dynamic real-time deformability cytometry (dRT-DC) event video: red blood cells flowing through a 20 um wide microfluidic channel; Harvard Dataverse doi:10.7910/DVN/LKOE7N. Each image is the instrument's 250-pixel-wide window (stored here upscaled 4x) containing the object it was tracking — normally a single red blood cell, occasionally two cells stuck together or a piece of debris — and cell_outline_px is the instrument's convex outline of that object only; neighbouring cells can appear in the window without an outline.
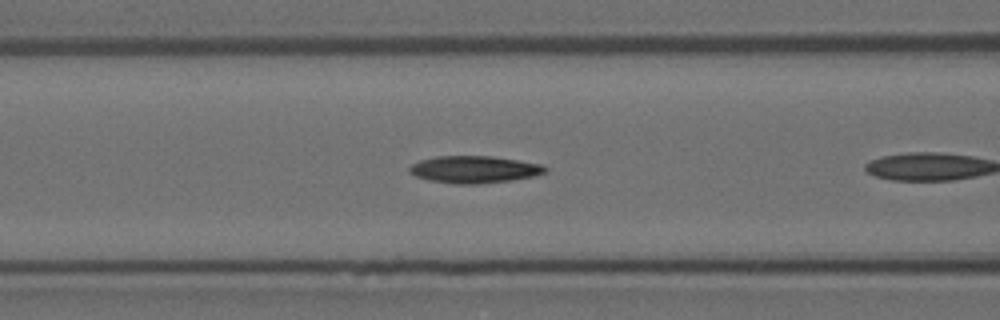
{"species": "Egyptian fruit bat (a non-hibernating species)", "species_latin": "Rousettus aegyptiacus", "temperature_condition": "room temperature", "stored_images_in_passage": 11, "camera_frame_rate_fps": 3000, "um_per_image_px": 0.085, "animal": {"sex": "female"}, "frame": {"image": 1, "passage_image": 7, "time_ms": 2.0, "image_size_px": [1000, 320], "cell_outline_px": [[548, 168], [544, 172], [532, 176], [508, 180], [480, 184], [456, 184], [428, 180], [416, 176], [408, 172], [408, 168], [412, 164], [420, 160], [436, 156], [492, 156], [544, 164]], "centroid_in_image_um": [40.28, 14.39], "position_along_channel_um": 126.3, "area_um2": 21.44}}
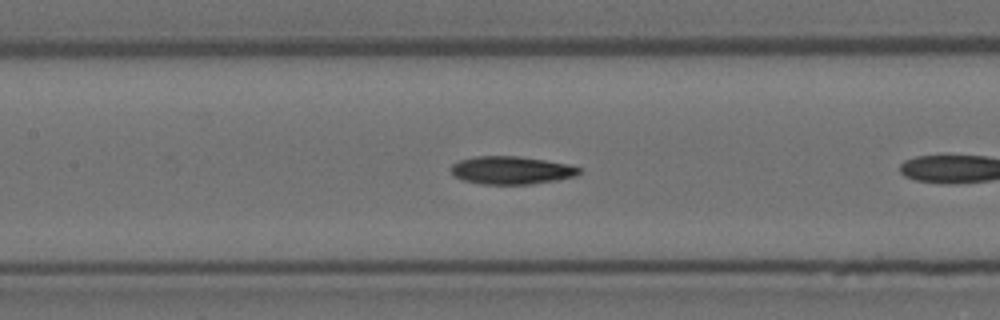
{"frame": {"image": 2, "passage_image": 10, "time_ms": 3.0, "image_size_px": [1000, 320], "cell_outline_px": [[580, 172], [576, 176], [556, 180], [532, 184], [480, 184], [464, 180], [456, 176], [452, 172], [452, 164], [460, 160], [476, 156], [520, 156], [568, 164], [580, 168]], "centroid_in_image_um": [43.48, 14.47], "position_along_channel_um": 163.9, "area_um2": 20.69}}